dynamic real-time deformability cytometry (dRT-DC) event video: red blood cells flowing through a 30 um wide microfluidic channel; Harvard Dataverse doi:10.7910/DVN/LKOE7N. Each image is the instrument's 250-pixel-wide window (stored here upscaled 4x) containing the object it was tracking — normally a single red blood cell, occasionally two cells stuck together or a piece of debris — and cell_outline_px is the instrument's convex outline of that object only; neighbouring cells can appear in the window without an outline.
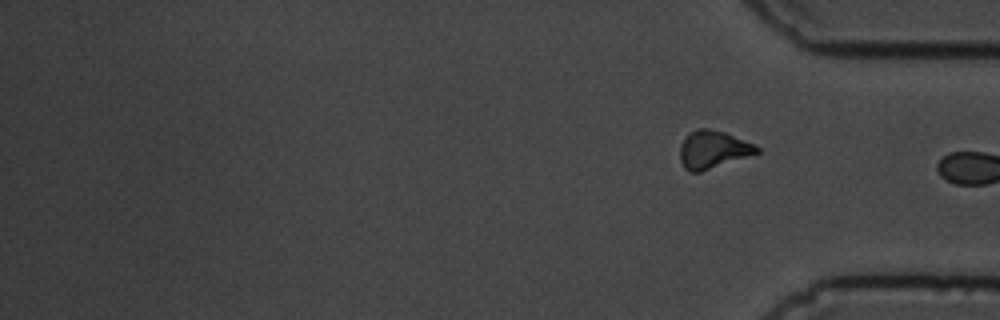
{"species": "common noctule bat (a hibernating species)", "species_latin": "Nyctalus noctula", "temperature_condition": "cold", "stored_images_in_passage": 15, "segment_of_instrument_passage": [2, 2], "camera_frame_rate_fps": 3000, "um_per_image_px": 0.085, "animal": {"sex": "male", "body_mass_g": 19.5, "forearm_length_mm": 54.6}, "frame": {"image": 1, "passage_image": 15, "time_ms": 17.667, "image_size_px": [1000, 320], "cell_outline_px": [[760, 152], [700, 172], [692, 172], [684, 168], [680, 160], [680, 144], [688, 132], [696, 128], [708, 128], [724, 132], [756, 144], [760, 148]], "centroid_in_image_um": [60.59, 12.69], "position_along_channel_um": 374.6, "area_um2": 16.99}}